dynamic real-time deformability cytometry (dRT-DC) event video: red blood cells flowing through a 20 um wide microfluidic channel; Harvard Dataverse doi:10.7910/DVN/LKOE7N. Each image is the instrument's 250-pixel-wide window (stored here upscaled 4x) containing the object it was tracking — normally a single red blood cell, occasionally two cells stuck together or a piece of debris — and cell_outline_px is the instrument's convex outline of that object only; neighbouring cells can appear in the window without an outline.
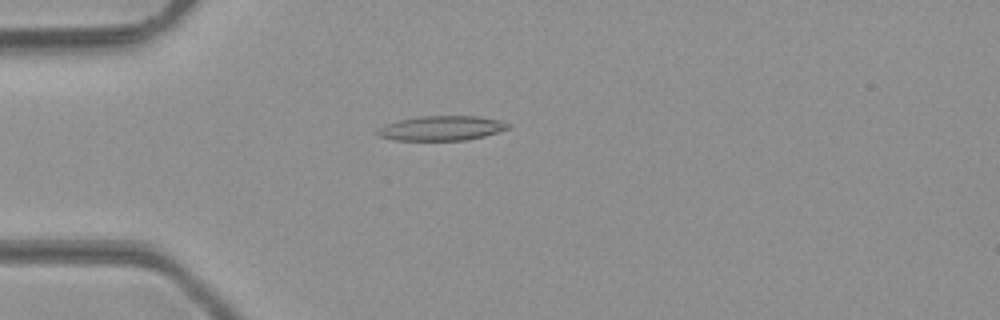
{"species": "common noctule bat (a hibernating species)", "species_latin": "Nyctalus noctula", "temperature_condition": "room temperature", "stored_images_in_passage": 49, "camera_frame_rate_fps": 3000, "um_per_image_px": 0.085, "animal": {"sex": "male", "body_mass_g": 23.1, "forearm_length_mm": 52.7}, "frame": {"image": 1, "passage_image": 14, "time_ms": 4.333, "image_size_px": [1000, 320], "cell_outline_px": [[508, 128], [484, 136], [468, 140], [392, 140], [380, 136], [376, 132], [376, 128], [384, 124], [400, 120], [420, 116], [480, 116], [500, 120], [508, 124]], "centroid_in_image_um": [37.48, 10.89], "position_along_channel_um": 47.5, "area_um2": 18.73}}
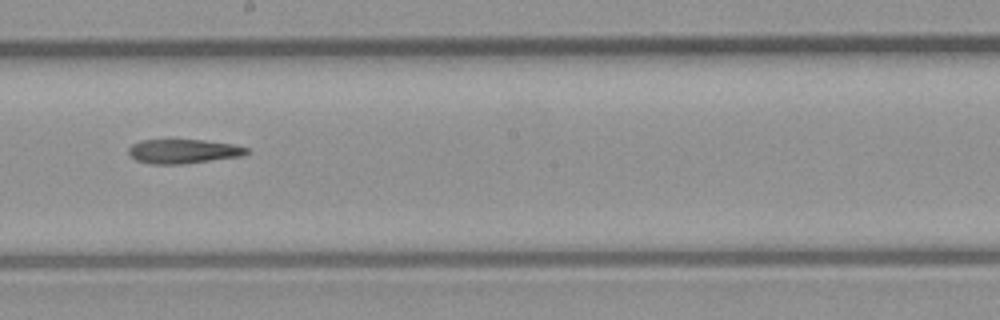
{"frame": {"image": 2, "passage_image": 28, "time_ms": 9.0, "image_size_px": [1000, 320], "cell_outline_px": [[252, 152], [244, 156], [180, 164], [148, 164], [136, 160], [128, 152], [128, 148], [132, 144], [140, 140], [204, 140], [236, 144], [248, 148]], "centroid_in_image_um": [15.63, 12.86], "position_along_channel_um": 232.6, "area_um2": 16.88}}
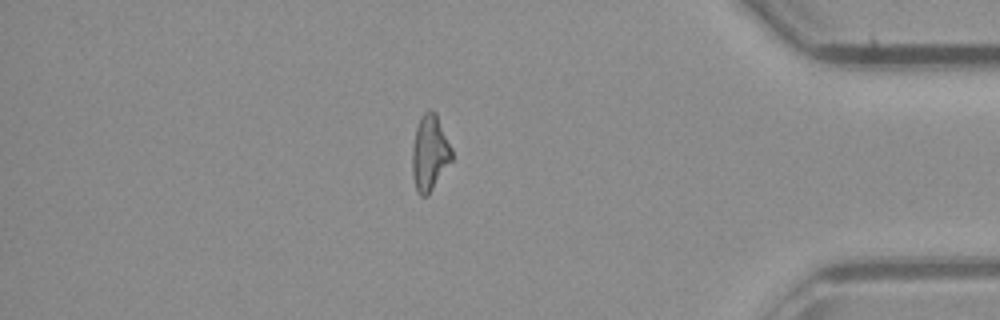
{"frame": {"image": 3, "passage_image": 42, "time_ms": 13.667, "image_size_px": [1000, 320], "cell_outline_px": [[452, 160], [428, 196], [420, 196], [416, 192], [412, 176], [412, 148], [416, 128], [420, 116], [428, 108], [432, 108], [436, 112], [452, 148]], "centroid_in_image_um": [36.52, 12.99], "position_along_channel_um": 398.7, "area_um2": 17.8}}